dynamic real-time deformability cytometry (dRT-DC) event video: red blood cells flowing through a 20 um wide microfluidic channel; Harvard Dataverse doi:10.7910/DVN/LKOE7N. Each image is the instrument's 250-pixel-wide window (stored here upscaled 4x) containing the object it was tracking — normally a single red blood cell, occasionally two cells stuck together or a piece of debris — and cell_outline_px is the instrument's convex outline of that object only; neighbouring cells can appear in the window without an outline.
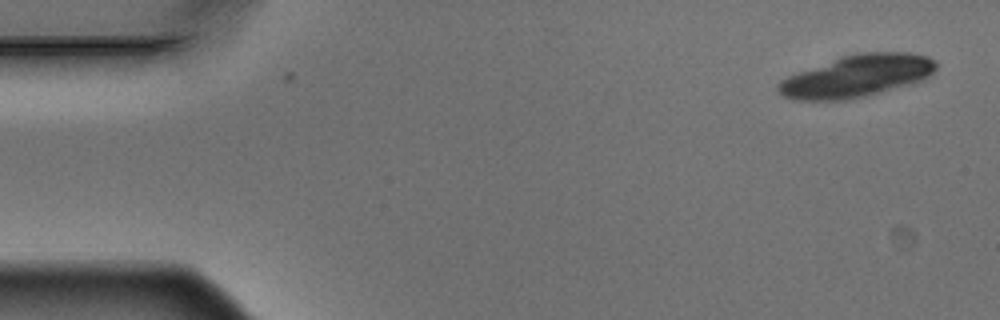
{"species": "Egyptian fruit bat (a non-hibernating species)", "species_latin": "Rousettus aegyptiacus", "temperature_condition": "warm", "stored_images_in_passage": 5, "camera_frame_rate_fps": 3000, "um_per_image_px": 0.085, "animal": {"sex": "male"}, "frame": {"image": 1, "passage_image": 1, "time_ms": 0.0, "image_size_px": [1000, 320], "cell_outline_px": [[936, 68], [928, 76], [912, 84], [848, 100], [792, 100], [784, 96], [776, 88], [776, 84], [780, 80], [788, 76], [844, 56], [860, 52], [908, 52], [928, 56], [936, 64]], "centroid_in_image_um": [72.83, 6.47], "position_along_channel_um": 12.2, "area_um2": 38.26}}